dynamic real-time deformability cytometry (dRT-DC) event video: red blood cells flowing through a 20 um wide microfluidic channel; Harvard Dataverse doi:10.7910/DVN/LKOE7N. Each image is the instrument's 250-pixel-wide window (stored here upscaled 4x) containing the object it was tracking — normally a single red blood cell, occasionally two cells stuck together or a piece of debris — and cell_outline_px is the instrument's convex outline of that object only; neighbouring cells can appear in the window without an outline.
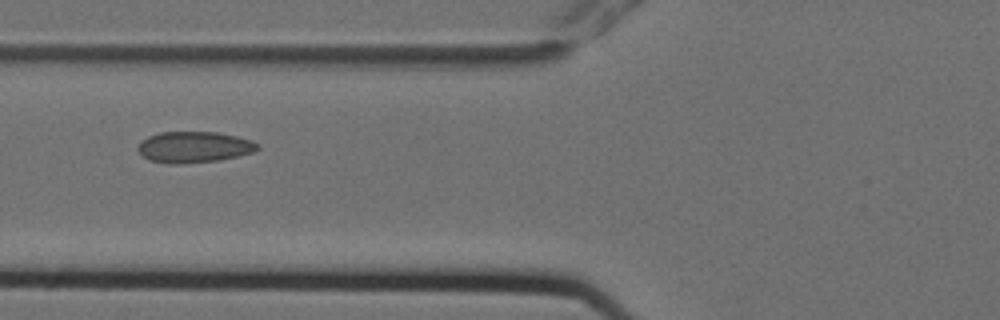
{"species": "Egyptian fruit bat (a non-hibernating species)", "species_latin": "Rousettus aegyptiacus", "temperature_condition": "cold", "stored_images_in_passage": 11, "camera_frame_rate_fps": 3000, "um_per_image_px": 0.085, "animal": {"sex": "female"}, "frame": {"image": 1, "passage_image": 7, "time_ms": 2.0, "image_size_px": [1000, 320], "cell_outline_px": [[260, 148], [252, 152], [220, 160], [180, 164], [168, 164], [148, 160], [136, 148], [140, 140], [148, 136], [160, 132], [216, 132], [236, 136], [252, 140], [260, 144]], "centroid_in_image_um": [16.47, 12.5], "position_along_channel_um": 109.3, "area_um2": 21.85}}
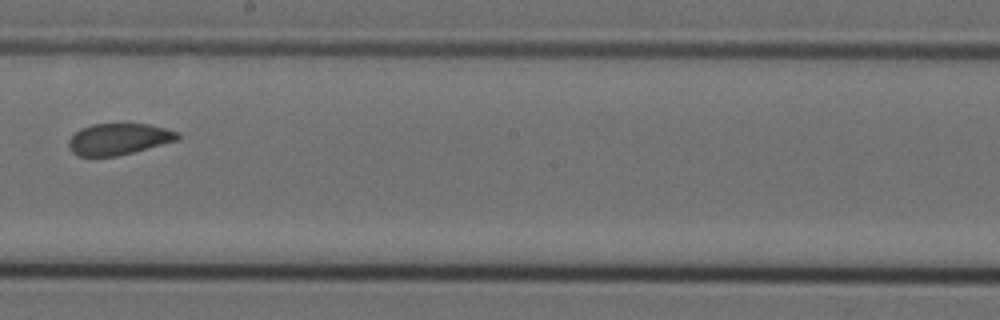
{"frame": {"image": 2, "passage_image": 10, "time_ms": 3.0, "image_size_px": [1000, 320], "cell_outline_px": [[180, 136], [176, 140], [132, 152], [116, 156], [76, 156], [68, 148], [68, 140], [80, 128], [92, 124], [148, 124], [164, 128], [176, 132]], "centroid_in_image_um": [10.01, 11.82], "position_along_channel_um": 238.2, "area_um2": 19.65}}
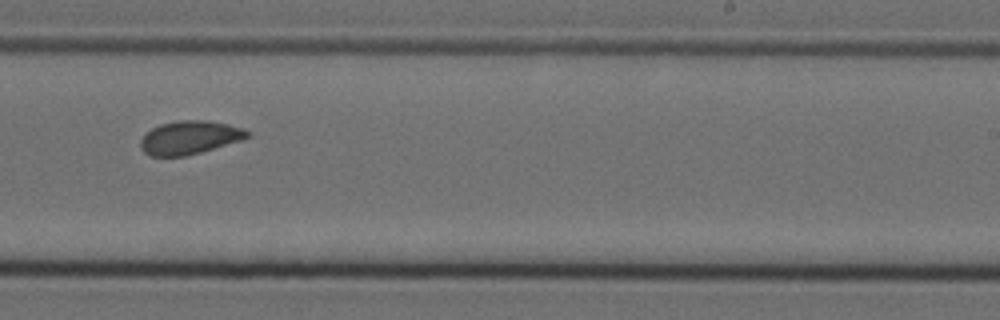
{"frame": {"image": 3, "passage_image": 11, "time_ms": 3.333, "image_size_px": [1000, 320], "cell_outline_px": [[252, 136], [244, 140], [200, 152], [184, 156], [152, 156], [144, 152], [140, 148], [140, 140], [152, 128], [160, 124], [180, 120], [208, 120], [228, 124], [244, 128]], "centroid_in_image_um": [16.16, 11.69], "position_along_channel_um": 272.8, "area_um2": 20.87}}